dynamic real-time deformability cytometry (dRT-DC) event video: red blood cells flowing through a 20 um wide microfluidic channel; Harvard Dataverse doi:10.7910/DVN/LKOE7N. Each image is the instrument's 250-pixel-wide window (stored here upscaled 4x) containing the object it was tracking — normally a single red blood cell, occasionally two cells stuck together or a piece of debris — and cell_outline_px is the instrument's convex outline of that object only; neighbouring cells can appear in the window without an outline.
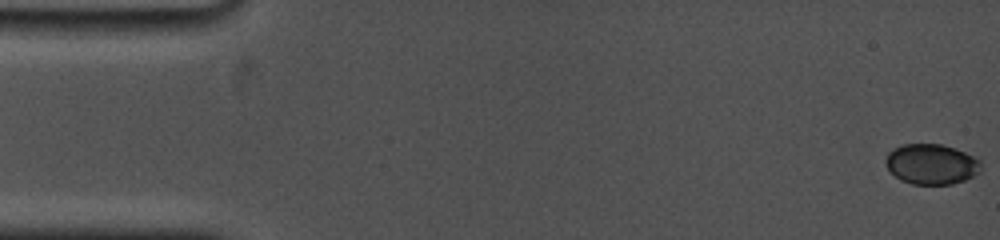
{"species": "common noctule bat (a hibernating species)", "species_latin": "Nyctalus noctula", "temperature_condition": "cold", "stored_images_in_passage": 35, "camera_frame_rate_fps": 5000, "um_per_image_px": 0.085, "animal": {"sex": "female", "body_mass_g": 19.0, "forearm_length_mm": 53.3}, "frame": {"image": 1, "passage_image": 1, "time_ms": 0.0, "image_size_px": [1000, 240], "cell_outline_px": [[980, 172], [964, 180], [952, 184], [912, 184], [900, 180], [888, 168], [884, 160], [888, 152], [892, 148], [904, 144], [940, 144], [964, 152], [980, 160]], "centroid_in_image_um": [79.14, 13.95], "position_along_channel_um": 5.9, "area_um2": 22.25}}
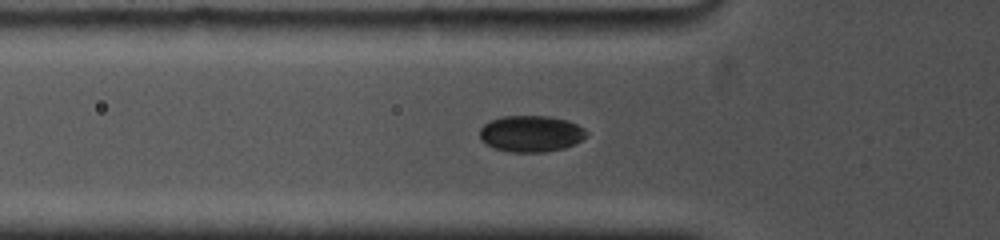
{"frame": {"image": 2, "passage_image": 20, "time_ms": 5.6, "image_size_px": [1000, 240], "cell_outline_px": [[588, 136], [576, 144], [564, 148], [544, 152], [512, 152], [496, 148], [480, 140], [480, 128], [484, 124], [492, 120], [504, 116], [548, 116], [568, 120], [584, 128], [588, 132]], "centroid_in_image_um": [45.18, 11.36], "position_along_channel_um": 80.6, "area_um2": 22.66}}
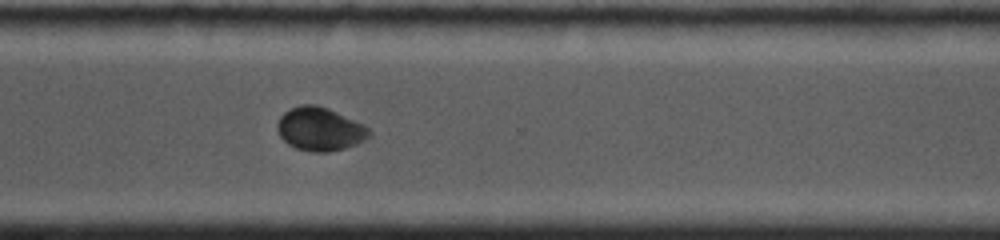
{"frame": {"image": 3, "passage_image": 35, "time_ms": 12.6, "image_size_px": [1000, 240], "cell_outline_px": [[372, 136], [356, 144], [344, 148], [328, 152], [312, 152], [296, 148], [288, 144], [280, 136], [276, 128], [276, 124], [280, 116], [288, 108], [300, 104], [316, 104], [328, 108], [364, 124], [372, 132]], "centroid_in_image_um": [27.18, 10.95], "position_along_channel_um": 343.4, "area_um2": 23.52}}